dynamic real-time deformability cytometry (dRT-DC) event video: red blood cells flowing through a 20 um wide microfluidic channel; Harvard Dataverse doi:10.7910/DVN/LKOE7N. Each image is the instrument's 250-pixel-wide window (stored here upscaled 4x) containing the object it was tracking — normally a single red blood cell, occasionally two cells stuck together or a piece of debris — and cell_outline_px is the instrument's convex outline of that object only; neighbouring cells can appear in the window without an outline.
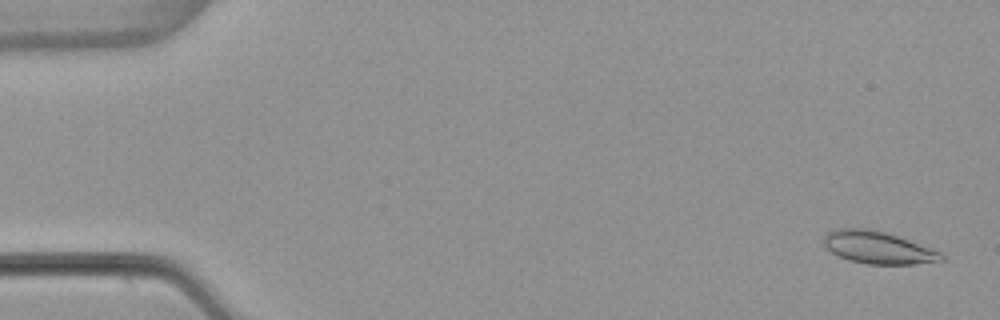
{"species": "common noctule bat (a hibernating species)", "species_latin": "Nyctalus noctula", "temperature_condition": "warm", "stored_images_in_passage": 53, "camera_frame_rate_fps": 3000, "um_per_image_px": 0.085, "animal": {"sex": "female", "body_mass_g": 22.7, "forearm_length_mm": 54.2}, "frame": {"image": 1, "passage_image": 2, "time_ms": 0.333, "image_size_px": [1000, 320], "cell_outline_px": [[944, 260], [912, 264], [868, 264], [848, 260], [832, 252], [824, 244], [824, 236], [828, 232], [836, 228], [868, 228], [884, 232], [932, 248], [940, 252], [944, 256]], "centroid_in_image_um": [74.62, 21.04], "position_along_channel_um": 10.4, "area_um2": 21.91}}
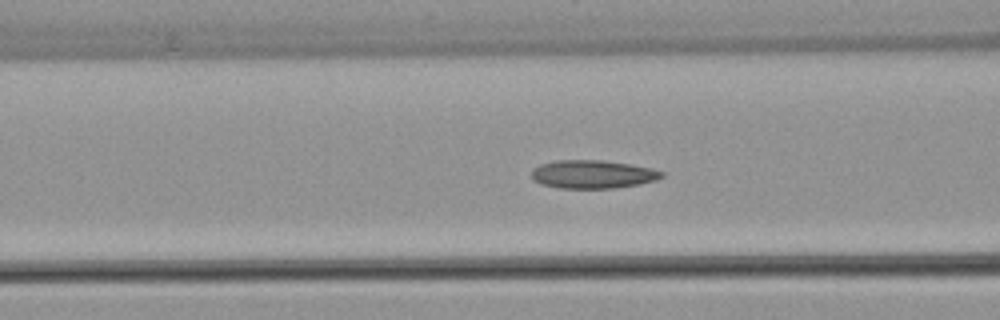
{"frame": {"image": 2, "passage_image": 21, "time_ms": 6.667, "image_size_px": [1000, 320], "cell_outline_px": [[664, 176], [656, 180], [640, 184], [612, 188], [560, 188], [540, 184], [532, 180], [532, 168], [540, 164], [556, 160], [600, 160], [632, 164], [652, 168], [664, 172]], "centroid_in_image_um": [50.37, 14.81], "position_along_channel_um": 116.2, "area_um2": 21.62}}
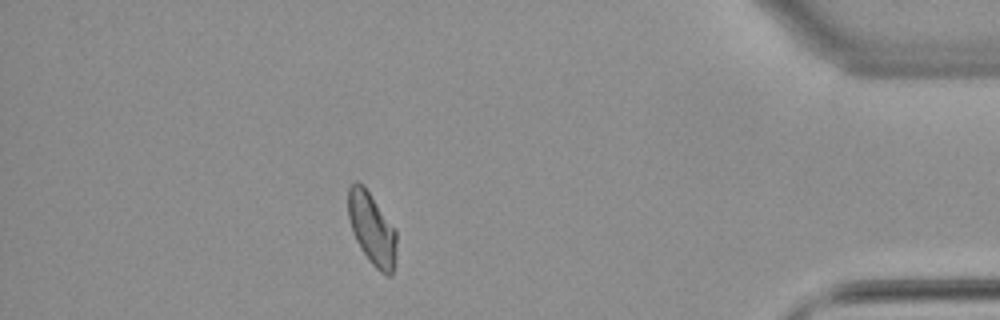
{"frame": {"image": 3, "passage_image": 47, "time_ms": 15.333, "image_size_px": [1000, 320], "cell_outline_px": [[396, 256], [392, 272], [388, 276], [380, 272], [368, 260], [360, 248], [352, 232], [348, 216], [348, 188], [356, 180], [364, 184], [396, 228]], "centroid_in_image_um": [31.61, 19.41], "position_along_channel_um": 403.6, "area_um2": 20.69}, "authors_computed_cell_mechanics": {"area_um2": 20.9236, "velocity_mm_per_s": 3.8426, "shape_relaxation_time_tau1_ms": null, "shape_relaxation_time_tau2_ms": 3.2023, "deformation_change_tau1": null, "deformation_change_tau2": 0.0801}}